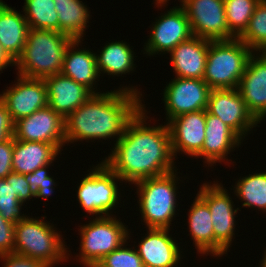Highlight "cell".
<instances>
[{"instance_id": "cell-29", "label": "cell", "mask_w": 266, "mask_h": 267, "mask_svg": "<svg viewBox=\"0 0 266 267\" xmlns=\"http://www.w3.org/2000/svg\"><path fill=\"white\" fill-rule=\"evenodd\" d=\"M23 14L29 29L58 31V14L53 0H24Z\"/></svg>"}, {"instance_id": "cell-37", "label": "cell", "mask_w": 266, "mask_h": 267, "mask_svg": "<svg viewBox=\"0 0 266 267\" xmlns=\"http://www.w3.org/2000/svg\"><path fill=\"white\" fill-rule=\"evenodd\" d=\"M3 267H50L42 260L23 256L17 253H10L0 256Z\"/></svg>"}, {"instance_id": "cell-19", "label": "cell", "mask_w": 266, "mask_h": 267, "mask_svg": "<svg viewBox=\"0 0 266 267\" xmlns=\"http://www.w3.org/2000/svg\"><path fill=\"white\" fill-rule=\"evenodd\" d=\"M243 140L220 118L212 115L206 110V127H205V141L202 151L197 157H203L204 164L209 167L213 164L221 163L228 160V154L234 151L235 147H239Z\"/></svg>"}, {"instance_id": "cell-18", "label": "cell", "mask_w": 266, "mask_h": 267, "mask_svg": "<svg viewBox=\"0 0 266 267\" xmlns=\"http://www.w3.org/2000/svg\"><path fill=\"white\" fill-rule=\"evenodd\" d=\"M168 228H147L137 246L144 267H175L181 261V251Z\"/></svg>"}, {"instance_id": "cell-35", "label": "cell", "mask_w": 266, "mask_h": 267, "mask_svg": "<svg viewBox=\"0 0 266 267\" xmlns=\"http://www.w3.org/2000/svg\"><path fill=\"white\" fill-rule=\"evenodd\" d=\"M15 224L5 220L0 214V256L14 253Z\"/></svg>"}, {"instance_id": "cell-38", "label": "cell", "mask_w": 266, "mask_h": 267, "mask_svg": "<svg viewBox=\"0 0 266 267\" xmlns=\"http://www.w3.org/2000/svg\"><path fill=\"white\" fill-rule=\"evenodd\" d=\"M13 188L17 198L25 203L34 197L30 191V184L26 175L12 172Z\"/></svg>"}, {"instance_id": "cell-22", "label": "cell", "mask_w": 266, "mask_h": 267, "mask_svg": "<svg viewBox=\"0 0 266 267\" xmlns=\"http://www.w3.org/2000/svg\"><path fill=\"white\" fill-rule=\"evenodd\" d=\"M82 41L83 40L75 39L68 45L64 55L61 74L84 85L93 94H101L102 92H97L94 88L100 77L97 68L96 53L91 52L92 50L89 48L80 49L79 45ZM76 47H78V49Z\"/></svg>"}, {"instance_id": "cell-3", "label": "cell", "mask_w": 266, "mask_h": 267, "mask_svg": "<svg viewBox=\"0 0 266 267\" xmlns=\"http://www.w3.org/2000/svg\"><path fill=\"white\" fill-rule=\"evenodd\" d=\"M72 40L58 31L29 29L23 52L15 61L17 75L45 79L60 74L65 52Z\"/></svg>"}, {"instance_id": "cell-44", "label": "cell", "mask_w": 266, "mask_h": 267, "mask_svg": "<svg viewBox=\"0 0 266 267\" xmlns=\"http://www.w3.org/2000/svg\"><path fill=\"white\" fill-rule=\"evenodd\" d=\"M0 4H5V2H4V1H2V0H0Z\"/></svg>"}, {"instance_id": "cell-26", "label": "cell", "mask_w": 266, "mask_h": 267, "mask_svg": "<svg viewBox=\"0 0 266 267\" xmlns=\"http://www.w3.org/2000/svg\"><path fill=\"white\" fill-rule=\"evenodd\" d=\"M125 41L108 42L96 53V62L99 74L106 73L112 76H122L134 71V51ZM121 74V75H120Z\"/></svg>"}, {"instance_id": "cell-30", "label": "cell", "mask_w": 266, "mask_h": 267, "mask_svg": "<svg viewBox=\"0 0 266 267\" xmlns=\"http://www.w3.org/2000/svg\"><path fill=\"white\" fill-rule=\"evenodd\" d=\"M253 52H266V0H260L245 31L238 37Z\"/></svg>"}, {"instance_id": "cell-43", "label": "cell", "mask_w": 266, "mask_h": 267, "mask_svg": "<svg viewBox=\"0 0 266 267\" xmlns=\"http://www.w3.org/2000/svg\"><path fill=\"white\" fill-rule=\"evenodd\" d=\"M264 257L262 258V260H261V264H260V266L261 267H266V249H265V251H264V255H263Z\"/></svg>"}, {"instance_id": "cell-5", "label": "cell", "mask_w": 266, "mask_h": 267, "mask_svg": "<svg viewBox=\"0 0 266 267\" xmlns=\"http://www.w3.org/2000/svg\"><path fill=\"white\" fill-rule=\"evenodd\" d=\"M177 170L134 183L137 187L138 204L141 217L147 228L171 229V222L176 217L177 184L180 180Z\"/></svg>"}, {"instance_id": "cell-20", "label": "cell", "mask_w": 266, "mask_h": 267, "mask_svg": "<svg viewBox=\"0 0 266 267\" xmlns=\"http://www.w3.org/2000/svg\"><path fill=\"white\" fill-rule=\"evenodd\" d=\"M44 81L47 87L48 106L64 119L93 95L87 87L61 73L49 76Z\"/></svg>"}, {"instance_id": "cell-24", "label": "cell", "mask_w": 266, "mask_h": 267, "mask_svg": "<svg viewBox=\"0 0 266 267\" xmlns=\"http://www.w3.org/2000/svg\"><path fill=\"white\" fill-rule=\"evenodd\" d=\"M29 25L23 14L7 4H0V42L16 61L26 44Z\"/></svg>"}, {"instance_id": "cell-8", "label": "cell", "mask_w": 266, "mask_h": 267, "mask_svg": "<svg viewBox=\"0 0 266 267\" xmlns=\"http://www.w3.org/2000/svg\"><path fill=\"white\" fill-rule=\"evenodd\" d=\"M92 168L77 187L78 203L92 216H112L121 199L117 183L123 182L103 161Z\"/></svg>"}, {"instance_id": "cell-28", "label": "cell", "mask_w": 266, "mask_h": 267, "mask_svg": "<svg viewBox=\"0 0 266 267\" xmlns=\"http://www.w3.org/2000/svg\"><path fill=\"white\" fill-rule=\"evenodd\" d=\"M237 183V184H236ZM234 194L243 207L257 208L266 212V172L253 173L235 182Z\"/></svg>"}, {"instance_id": "cell-27", "label": "cell", "mask_w": 266, "mask_h": 267, "mask_svg": "<svg viewBox=\"0 0 266 267\" xmlns=\"http://www.w3.org/2000/svg\"><path fill=\"white\" fill-rule=\"evenodd\" d=\"M58 14V32L73 40H82L85 36L90 11L81 0H53Z\"/></svg>"}, {"instance_id": "cell-4", "label": "cell", "mask_w": 266, "mask_h": 267, "mask_svg": "<svg viewBox=\"0 0 266 267\" xmlns=\"http://www.w3.org/2000/svg\"><path fill=\"white\" fill-rule=\"evenodd\" d=\"M44 218L46 216L41 219L27 216L15 224L14 253L42 260L53 267L68 261L69 248L57 228Z\"/></svg>"}, {"instance_id": "cell-34", "label": "cell", "mask_w": 266, "mask_h": 267, "mask_svg": "<svg viewBox=\"0 0 266 267\" xmlns=\"http://www.w3.org/2000/svg\"><path fill=\"white\" fill-rule=\"evenodd\" d=\"M125 242L121 247L115 249L106 255L101 261L108 267H144L142 259L138 251L133 248L126 247Z\"/></svg>"}, {"instance_id": "cell-9", "label": "cell", "mask_w": 266, "mask_h": 267, "mask_svg": "<svg viewBox=\"0 0 266 267\" xmlns=\"http://www.w3.org/2000/svg\"><path fill=\"white\" fill-rule=\"evenodd\" d=\"M206 183L200 186L197 194L207 203L210 210L214 227V257L220 258L227 254L232 239L235 238V215L239 207L234 208L232 197L221 182Z\"/></svg>"}, {"instance_id": "cell-23", "label": "cell", "mask_w": 266, "mask_h": 267, "mask_svg": "<svg viewBox=\"0 0 266 267\" xmlns=\"http://www.w3.org/2000/svg\"><path fill=\"white\" fill-rule=\"evenodd\" d=\"M61 151L54 145L14 138L13 172L28 175L39 167L53 163Z\"/></svg>"}, {"instance_id": "cell-42", "label": "cell", "mask_w": 266, "mask_h": 267, "mask_svg": "<svg viewBox=\"0 0 266 267\" xmlns=\"http://www.w3.org/2000/svg\"><path fill=\"white\" fill-rule=\"evenodd\" d=\"M169 0H155V4L162 8V6H165L168 3Z\"/></svg>"}, {"instance_id": "cell-25", "label": "cell", "mask_w": 266, "mask_h": 267, "mask_svg": "<svg viewBox=\"0 0 266 267\" xmlns=\"http://www.w3.org/2000/svg\"><path fill=\"white\" fill-rule=\"evenodd\" d=\"M191 205L187 222L195 249L202 255L214 256V227L208 205L198 194Z\"/></svg>"}, {"instance_id": "cell-2", "label": "cell", "mask_w": 266, "mask_h": 267, "mask_svg": "<svg viewBox=\"0 0 266 267\" xmlns=\"http://www.w3.org/2000/svg\"><path fill=\"white\" fill-rule=\"evenodd\" d=\"M140 95L133 86L93 94L65 118L66 143L117 137L116 143L128 122L144 106Z\"/></svg>"}, {"instance_id": "cell-6", "label": "cell", "mask_w": 266, "mask_h": 267, "mask_svg": "<svg viewBox=\"0 0 266 267\" xmlns=\"http://www.w3.org/2000/svg\"><path fill=\"white\" fill-rule=\"evenodd\" d=\"M253 51L240 39L209 40L203 80L211 89H235Z\"/></svg>"}, {"instance_id": "cell-40", "label": "cell", "mask_w": 266, "mask_h": 267, "mask_svg": "<svg viewBox=\"0 0 266 267\" xmlns=\"http://www.w3.org/2000/svg\"><path fill=\"white\" fill-rule=\"evenodd\" d=\"M11 65L15 66V61L4 50V48L0 42V71H3L4 69H6L8 66H11Z\"/></svg>"}, {"instance_id": "cell-15", "label": "cell", "mask_w": 266, "mask_h": 267, "mask_svg": "<svg viewBox=\"0 0 266 267\" xmlns=\"http://www.w3.org/2000/svg\"><path fill=\"white\" fill-rule=\"evenodd\" d=\"M17 82L0 94L15 123L39 109L48 106L47 87L44 79L26 78L18 75Z\"/></svg>"}, {"instance_id": "cell-1", "label": "cell", "mask_w": 266, "mask_h": 267, "mask_svg": "<svg viewBox=\"0 0 266 267\" xmlns=\"http://www.w3.org/2000/svg\"><path fill=\"white\" fill-rule=\"evenodd\" d=\"M145 108L128 122L124 134L102 160L123 182L132 185L176 170L168 126L147 125Z\"/></svg>"}, {"instance_id": "cell-41", "label": "cell", "mask_w": 266, "mask_h": 267, "mask_svg": "<svg viewBox=\"0 0 266 267\" xmlns=\"http://www.w3.org/2000/svg\"><path fill=\"white\" fill-rule=\"evenodd\" d=\"M87 267H108V266L105 265L102 261H96L89 264Z\"/></svg>"}, {"instance_id": "cell-39", "label": "cell", "mask_w": 266, "mask_h": 267, "mask_svg": "<svg viewBox=\"0 0 266 267\" xmlns=\"http://www.w3.org/2000/svg\"><path fill=\"white\" fill-rule=\"evenodd\" d=\"M14 135V122L0 99V143L10 139Z\"/></svg>"}, {"instance_id": "cell-10", "label": "cell", "mask_w": 266, "mask_h": 267, "mask_svg": "<svg viewBox=\"0 0 266 267\" xmlns=\"http://www.w3.org/2000/svg\"><path fill=\"white\" fill-rule=\"evenodd\" d=\"M191 25L193 36L211 41L231 40L224 0H180Z\"/></svg>"}, {"instance_id": "cell-14", "label": "cell", "mask_w": 266, "mask_h": 267, "mask_svg": "<svg viewBox=\"0 0 266 267\" xmlns=\"http://www.w3.org/2000/svg\"><path fill=\"white\" fill-rule=\"evenodd\" d=\"M14 138L54 144L60 151L66 144L65 119L47 106L14 123Z\"/></svg>"}, {"instance_id": "cell-11", "label": "cell", "mask_w": 266, "mask_h": 267, "mask_svg": "<svg viewBox=\"0 0 266 267\" xmlns=\"http://www.w3.org/2000/svg\"><path fill=\"white\" fill-rule=\"evenodd\" d=\"M153 23L144 46L147 56L170 53L178 44L193 36L188 16L181 6L162 13Z\"/></svg>"}, {"instance_id": "cell-12", "label": "cell", "mask_w": 266, "mask_h": 267, "mask_svg": "<svg viewBox=\"0 0 266 267\" xmlns=\"http://www.w3.org/2000/svg\"><path fill=\"white\" fill-rule=\"evenodd\" d=\"M211 88L203 79L175 77L163 91L166 119L206 110Z\"/></svg>"}, {"instance_id": "cell-17", "label": "cell", "mask_w": 266, "mask_h": 267, "mask_svg": "<svg viewBox=\"0 0 266 267\" xmlns=\"http://www.w3.org/2000/svg\"><path fill=\"white\" fill-rule=\"evenodd\" d=\"M257 53V54H256ZM256 55V56H255ZM237 90L254 118L261 123L266 118V52H253Z\"/></svg>"}, {"instance_id": "cell-16", "label": "cell", "mask_w": 266, "mask_h": 267, "mask_svg": "<svg viewBox=\"0 0 266 267\" xmlns=\"http://www.w3.org/2000/svg\"><path fill=\"white\" fill-rule=\"evenodd\" d=\"M166 124L174 158L178 153L196 158L205 141L206 110L181 114Z\"/></svg>"}, {"instance_id": "cell-21", "label": "cell", "mask_w": 266, "mask_h": 267, "mask_svg": "<svg viewBox=\"0 0 266 267\" xmlns=\"http://www.w3.org/2000/svg\"><path fill=\"white\" fill-rule=\"evenodd\" d=\"M209 40L192 36L170 52V61L176 77L203 79Z\"/></svg>"}, {"instance_id": "cell-13", "label": "cell", "mask_w": 266, "mask_h": 267, "mask_svg": "<svg viewBox=\"0 0 266 267\" xmlns=\"http://www.w3.org/2000/svg\"><path fill=\"white\" fill-rule=\"evenodd\" d=\"M206 110L220 118L242 140L260 124L247 109L237 88L211 89Z\"/></svg>"}, {"instance_id": "cell-36", "label": "cell", "mask_w": 266, "mask_h": 267, "mask_svg": "<svg viewBox=\"0 0 266 267\" xmlns=\"http://www.w3.org/2000/svg\"><path fill=\"white\" fill-rule=\"evenodd\" d=\"M14 136L0 143V179L13 172Z\"/></svg>"}, {"instance_id": "cell-31", "label": "cell", "mask_w": 266, "mask_h": 267, "mask_svg": "<svg viewBox=\"0 0 266 267\" xmlns=\"http://www.w3.org/2000/svg\"><path fill=\"white\" fill-rule=\"evenodd\" d=\"M260 0H224L226 23L229 32L238 38L247 28L254 9Z\"/></svg>"}, {"instance_id": "cell-7", "label": "cell", "mask_w": 266, "mask_h": 267, "mask_svg": "<svg viewBox=\"0 0 266 267\" xmlns=\"http://www.w3.org/2000/svg\"><path fill=\"white\" fill-rule=\"evenodd\" d=\"M113 216L115 215L93 217L88 224L79 226L80 255L76 256V260L81 262L80 264L87 267L93 262L101 261L110 252L131 239L128 227Z\"/></svg>"}, {"instance_id": "cell-32", "label": "cell", "mask_w": 266, "mask_h": 267, "mask_svg": "<svg viewBox=\"0 0 266 267\" xmlns=\"http://www.w3.org/2000/svg\"><path fill=\"white\" fill-rule=\"evenodd\" d=\"M23 205L24 203L21 202L14 193L12 173H10L6 178L0 179L1 216L9 222L17 224L19 220L27 217L26 214H22L21 212Z\"/></svg>"}, {"instance_id": "cell-33", "label": "cell", "mask_w": 266, "mask_h": 267, "mask_svg": "<svg viewBox=\"0 0 266 267\" xmlns=\"http://www.w3.org/2000/svg\"><path fill=\"white\" fill-rule=\"evenodd\" d=\"M51 164L52 163L39 167L34 172L26 175L27 181L30 184V191L34 198L41 197L42 199L47 200L50 198L49 196L54 193L53 190L57 183L47 172L49 171L48 166H51Z\"/></svg>"}]
</instances>
